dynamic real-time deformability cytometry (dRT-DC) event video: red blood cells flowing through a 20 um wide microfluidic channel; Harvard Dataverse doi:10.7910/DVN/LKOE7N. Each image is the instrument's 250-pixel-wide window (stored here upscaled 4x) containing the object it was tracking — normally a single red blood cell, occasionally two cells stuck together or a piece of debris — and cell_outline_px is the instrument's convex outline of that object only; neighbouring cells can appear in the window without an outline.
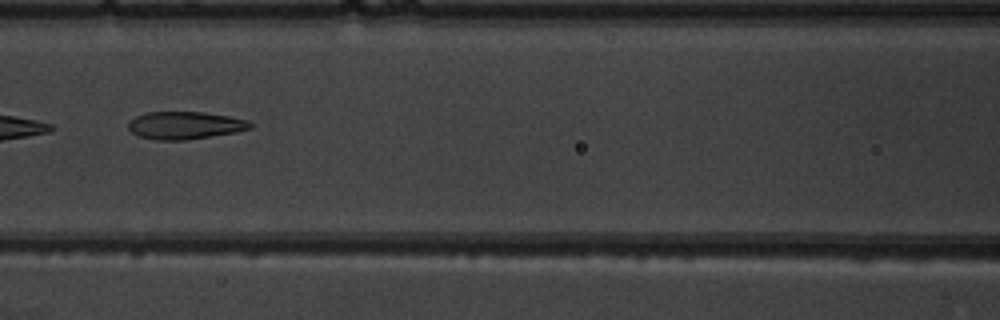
{"species": "common noctule bat (a hibernating species)", "species_latin": "Nyctalus noctula", "temperature_condition": "warm", "stored_images_in_passage": 6, "camera_frame_rate_fps": 3000, "um_per_image_px": 0.085, "animal": {"sex": "male", "body_mass_g": 19.5, "forearm_length_mm": 54.6}, "frame": {"image": 1, "passage_image": 6, "time_ms": 6.667, "image_size_px": [1000, 320], "cell_outline_px": [[252, 128], [236, 132], [188, 140], [156, 140], [140, 136], [132, 132], [128, 128], [128, 120], [136, 116], [148, 112], [204, 112], [228, 116], [248, 120], [252, 124]], "centroid_in_image_um": [15.72, 10.65], "position_along_channel_um": 150.9, "area_um2": 19.65}}